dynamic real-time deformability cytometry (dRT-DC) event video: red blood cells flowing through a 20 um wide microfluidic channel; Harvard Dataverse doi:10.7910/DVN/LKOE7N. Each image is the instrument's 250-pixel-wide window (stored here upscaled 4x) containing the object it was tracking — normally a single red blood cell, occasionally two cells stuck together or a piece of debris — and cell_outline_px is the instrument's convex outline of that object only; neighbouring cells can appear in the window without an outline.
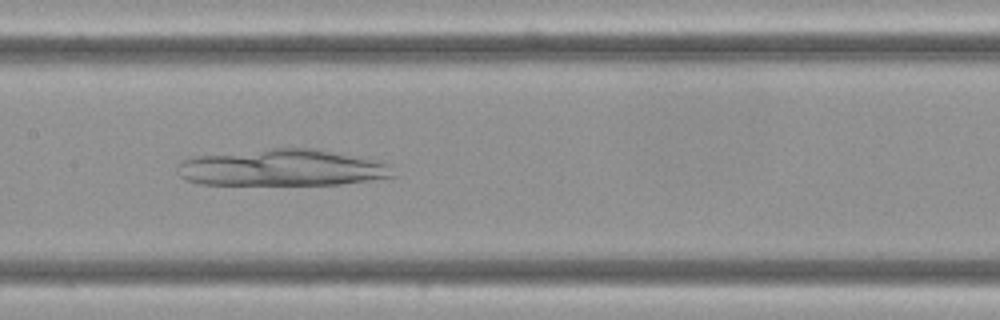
{"species": "Egyptian fruit bat (a non-hibernating species)", "species_latin": "Rousettus aegyptiacus", "temperature_condition": "cold", "stored_images_in_passage": 9, "camera_frame_rate_fps": 3000, "um_per_image_px": 0.085, "frame": {"image": 1, "passage_image": 9, "time_ms": 2.667, "image_size_px": [1000, 320], "cell_outline_px": [[396, 176], [340, 184], [200, 184], [188, 180], [180, 176], [176, 172], [180, 160], [196, 156], [272, 148], [316, 148], [392, 164]], "centroid_in_image_um": [23.98, 14.25], "position_along_channel_um": 183.4, "area_um2": 45.89}}